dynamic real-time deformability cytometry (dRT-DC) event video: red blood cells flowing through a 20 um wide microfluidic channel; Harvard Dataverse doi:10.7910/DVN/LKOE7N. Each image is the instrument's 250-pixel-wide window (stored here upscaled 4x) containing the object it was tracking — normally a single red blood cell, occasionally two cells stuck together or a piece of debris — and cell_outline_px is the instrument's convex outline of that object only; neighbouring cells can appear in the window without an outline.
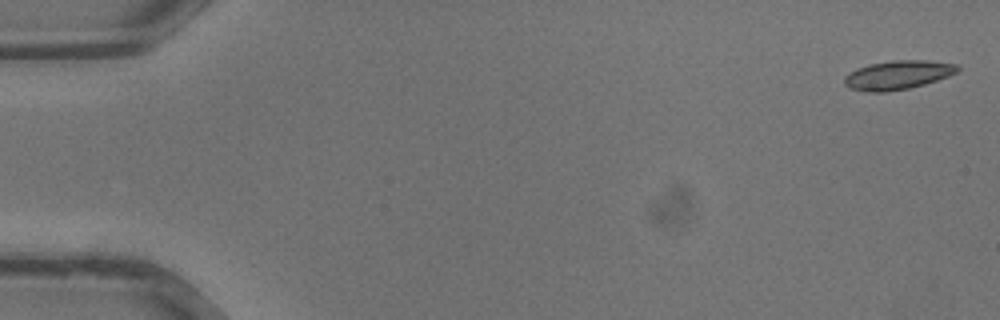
{"species": "common noctule bat (a hibernating species)", "species_latin": "Nyctalus noctula", "temperature_condition": "warm", "stored_images_in_passage": 35, "camera_frame_rate_fps": 3000, "um_per_image_px": 0.085, "animal": {"sex": "male", "body_mass_g": 13.3}, "frame": {"image": 1, "passage_image": 1, "time_ms": 0.0, "image_size_px": [1000, 320], "cell_outline_px": [[960, 68], [956, 72], [948, 76], [924, 84], [908, 88], [884, 92], [864, 92], [852, 88], [844, 84], [844, 76], [848, 72], [856, 68], [868, 64], [892, 60], [928, 60], [956, 64]], "centroid_in_image_um": [76.27, 6.36], "position_along_channel_um": 8.7, "area_um2": 19.07}}
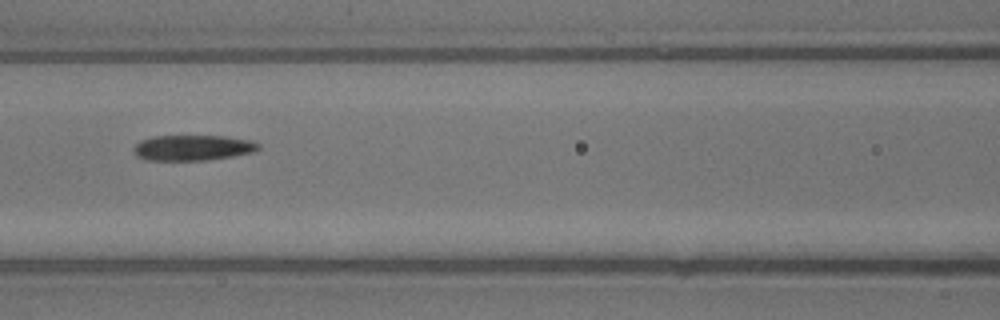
{"frame": {"image": 2, "passage_image": 16, "time_ms": 5.0, "image_size_px": [1000, 320], "cell_outline_px": [[260, 148], [256, 152], [208, 160], [144, 160], [136, 156], [132, 148], [140, 140], [156, 136], [224, 136], [252, 140], [260, 144]], "centroid_in_image_um": [16.4, 12.56], "position_along_channel_um": 150.2, "area_um2": 18.73}}
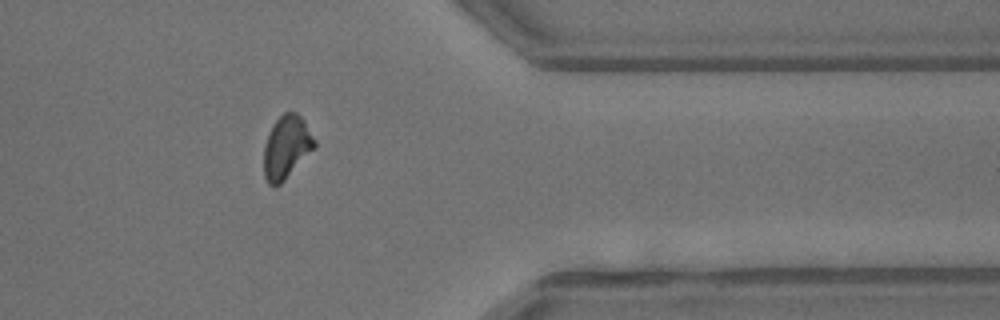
{"frame": {"image": 3, "passage_image": 29, "time_ms": 9.333, "image_size_px": [1000, 320], "cell_outline_px": [[316, 148], [280, 184], [268, 184], [264, 176], [264, 144], [272, 124], [284, 112], [296, 112], [304, 120], [316, 140]], "centroid_in_image_um": [24.37, 12.49], "position_along_channel_um": 387.0, "area_um2": 18.67}}